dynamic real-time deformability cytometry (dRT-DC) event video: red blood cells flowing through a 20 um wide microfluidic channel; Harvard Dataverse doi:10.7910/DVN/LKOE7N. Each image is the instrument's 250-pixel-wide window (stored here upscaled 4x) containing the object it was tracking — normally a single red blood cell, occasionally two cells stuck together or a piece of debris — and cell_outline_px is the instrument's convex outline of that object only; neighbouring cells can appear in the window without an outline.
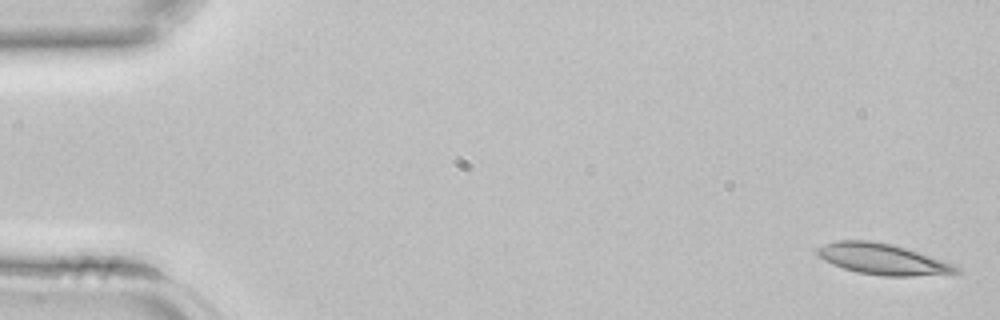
{"species": "common noctule bat (a hibernating species)", "species_latin": "Nyctalus noctula", "temperature_condition": "room temperature", "stored_images_in_passage": 43, "camera_frame_rate_fps": 3000, "um_per_image_px": 0.085, "animal": {"sex": "female", "body_mass_g": 22.7, "forearm_length_mm": 54.2}, "frame": {"image": 1, "passage_image": 1, "time_ms": 0.0, "image_size_px": [1000, 320], "cell_outline_px": [[964, 268], [960, 272], [912, 276], [880, 276], [856, 272], [832, 264], [816, 256], [816, 248], [824, 244], [836, 240], [868, 240], [892, 244], [908, 248], [956, 264]], "centroid_in_image_um": [75.04, 22.02], "position_along_channel_um": 10.0, "area_um2": 25.43}}
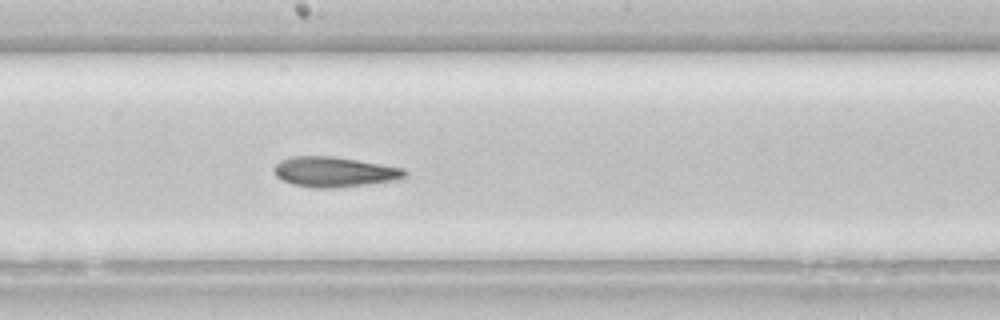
{"frame": {"image": 2, "passage_image": 23, "time_ms": 7.333, "image_size_px": [1000, 320], "cell_outline_px": [[408, 176], [400, 180], [332, 188], [312, 188], [292, 184], [276, 176], [272, 168], [280, 160], [292, 156], [332, 156], [404, 168], [408, 172]], "centroid_in_image_um": [28.43, 14.61], "position_along_channel_um": 219.8, "area_um2": 23.06}}